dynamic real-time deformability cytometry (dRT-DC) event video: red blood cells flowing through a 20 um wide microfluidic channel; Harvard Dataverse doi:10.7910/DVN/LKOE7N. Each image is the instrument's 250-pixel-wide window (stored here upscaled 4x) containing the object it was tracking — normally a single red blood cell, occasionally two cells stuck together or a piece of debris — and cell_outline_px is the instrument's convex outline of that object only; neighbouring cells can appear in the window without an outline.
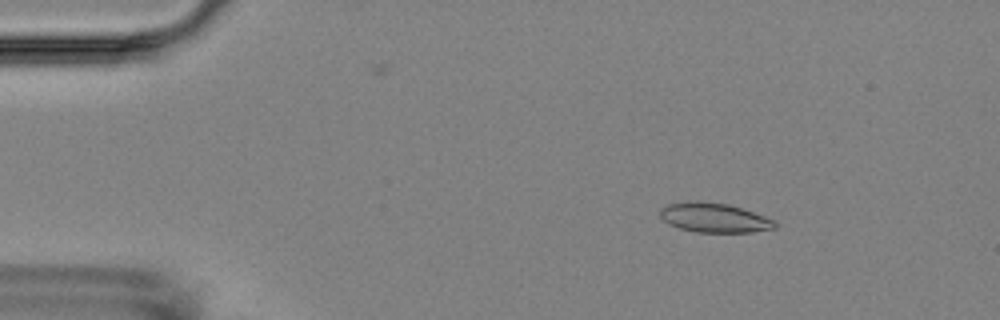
{"species": "Egyptian fruit bat (a non-hibernating species)", "species_latin": "Rousettus aegyptiacus", "temperature_condition": "room temperature", "stored_images_in_passage": 5, "camera_frame_rate_fps": 3000, "um_per_image_px": 0.085, "animal": {"sex": "female"}, "frame": {"image": 1, "passage_image": 2, "time_ms": 2.0, "image_size_px": [1000, 320], "cell_outline_px": [[776, 228], [752, 232], [696, 232], [680, 228], [668, 224], [660, 216], [660, 208], [668, 204], [688, 200], [700, 200], [728, 204], [776, 220]], "centroid_in_image_um": [60.68, 18.49], "position_along_channel_um": 24.3, "area_um2": 19.83}}